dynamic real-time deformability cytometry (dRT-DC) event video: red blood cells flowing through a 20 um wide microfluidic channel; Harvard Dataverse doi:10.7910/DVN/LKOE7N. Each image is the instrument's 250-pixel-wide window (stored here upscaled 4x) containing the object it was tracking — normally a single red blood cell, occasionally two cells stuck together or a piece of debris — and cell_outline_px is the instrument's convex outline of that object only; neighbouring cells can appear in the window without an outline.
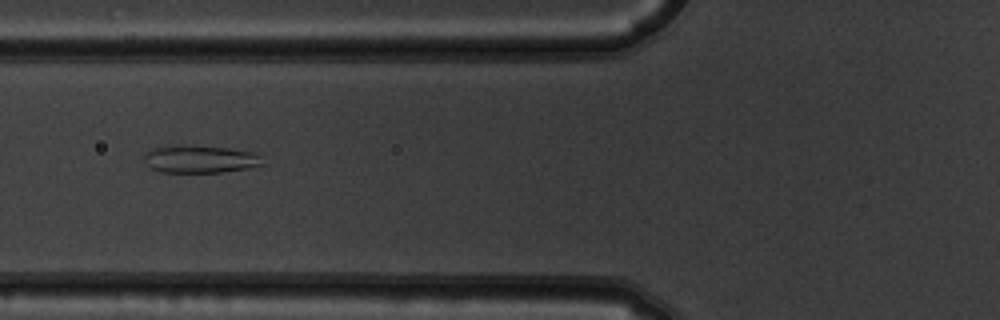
{"species": "common noctule bat (a hibernating species)", "species_latin": "Nyctalus noctula", "temperature_condition": "warm", "stored_images_in_passage": 6, "camera_frame_rate_fps": 3000, "um_per_image_px": 0.085, "animal": {"sex": "male", "body_mass_g": 19.5, "forearm_length_mm": 54.6}, "frame": {"image": 1, "passage_image": 5, "time_ms": 1.333, "image_size_px": [1000, 320], "cell_outline_px": [[264, 164], [248, 168], [220, 172], [160, 172], [152, 168], [144, 160], [144, 156], [152, 148], [176, 144], [228, 148], [252, 152]], "centroid_in_image_um": [16.94, 13.52], "position_along_channel_um": 108.9, "area_um2": 18.79}}
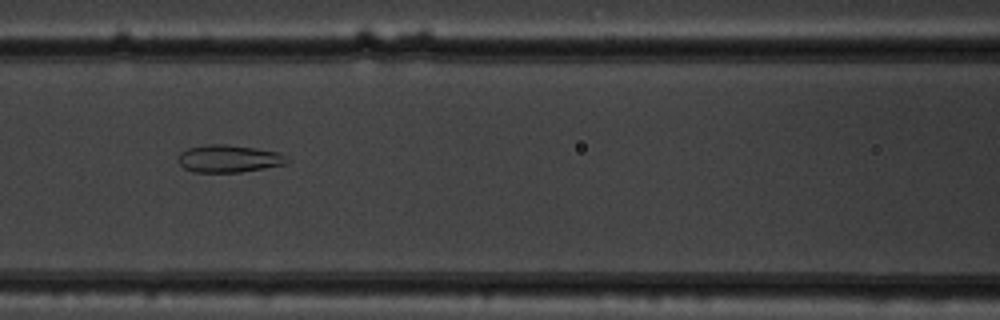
{"frame": {"image": 2, "passage_image": 6, "time_ms": 1.667, "image_size_px": [1000, 320], "cell_outline_px": [[288, 164], [240, 172], [192, 172], [184, 168], [176, 160], [180, 152], [188, 148], [204, 144], [228, 144], [280, 152], [288, 160]], "centroid_in_image_um": [19.41, 13.48], "position_along_channel_um": 147.2, "area_um2": 17.57}}